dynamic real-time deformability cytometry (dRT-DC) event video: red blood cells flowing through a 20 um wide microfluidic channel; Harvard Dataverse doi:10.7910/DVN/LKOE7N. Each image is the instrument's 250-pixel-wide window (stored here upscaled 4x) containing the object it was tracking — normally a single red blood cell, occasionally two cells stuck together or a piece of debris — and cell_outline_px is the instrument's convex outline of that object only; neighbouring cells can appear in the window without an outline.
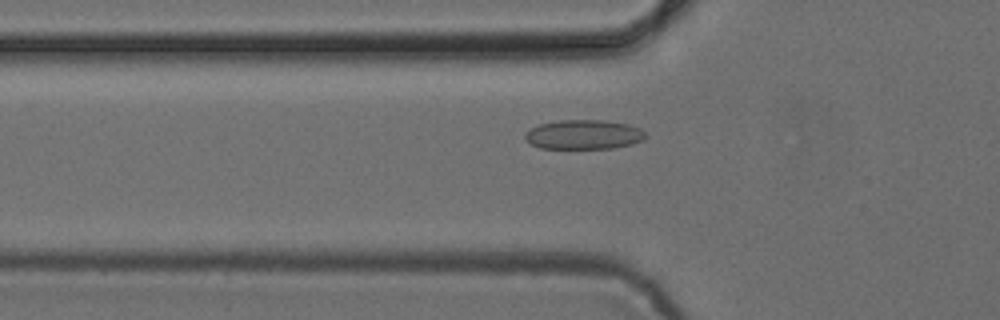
{"species": "common noctule bat (a hibernating species)", "species_latin": "Nyctalus noctula", "temperature_condition": "cold", "stored_images_in_passage": 45, "camera_frame_rate_fps": 3000, "um_per_image_px": 0.085, "animal": {"sex": "female", "body_mass_g": 24.6, "forearm_length_mm": 56.2}, "frame": {"image": 1, "passage_image": 10, "time_ms": 3.0, "image_size_px": [1000, 320], "cell_outline_px": [[648, 136], [644, 140], [632, 144], [612, 148], [540, 148], [524, 140], [524, 132], [540, 124], [560, 120], [604, 120], [628, 124], [640, 128]], "centroid_in_image_um": [49.63, 11.43], "position_along_channel_um": 76.2, "area_um2": 20.75}}
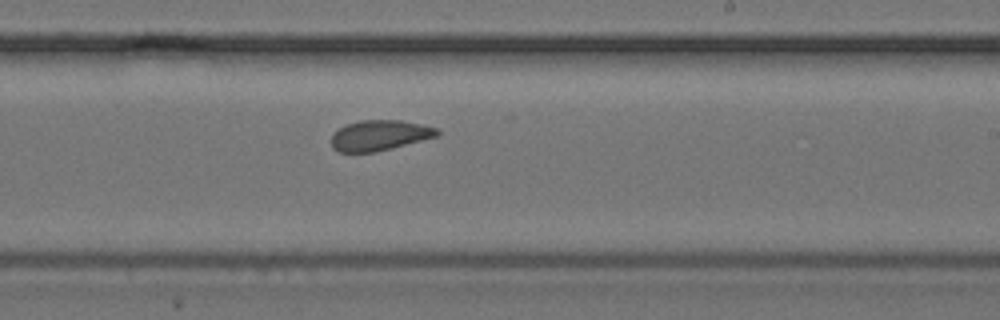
{"frame": {"image": 2, "passage_image": 24, "time_ms": 7.667, "image_size_px": [1000, 320], "cell_outline_px": [[440, 136], [376, 152], [340, 152], [332, 148], [332, 136], [340, 128], [348, 124], [360, 120], [400, 120], [420, 124], [436, 128], [440, 132]], "centroid_in_image_um": [32.3, 11.51], "position_along_channel_um": 256.7, "area_um2": 18.67}}
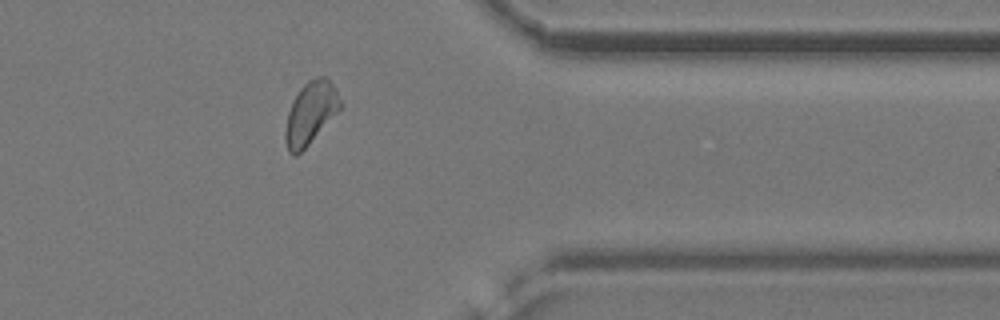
{"frame": {"image": 3, "passage_image": 35, "time_ms": 11.333, "image_size_px": [1000, 320], "cell_outline_px": [[344, 104], [308, 144], [296, 156], [292, 156], [288, 152], [284, 140], [284, 132], [288, 112], [300, 88], [308, 80], [320, 76], [324, 76], [332, 84]], "centroid_in_image_um": [26.38, 9.62], "position_along_channel_um": 385.0, "area_um2": 19.65}, "authors_computed_cell_mechanics": {"area_um2": 19.652, "velocity_mm_per_s": 3.8557, "shape_relaxation_time_tau1_ms": 3.3403, "shape_relaxation_time_tau2_ms": 1.2716, "deformation_change_tau1": 0.0529, "deformation_change_tau2": 0.0632}}